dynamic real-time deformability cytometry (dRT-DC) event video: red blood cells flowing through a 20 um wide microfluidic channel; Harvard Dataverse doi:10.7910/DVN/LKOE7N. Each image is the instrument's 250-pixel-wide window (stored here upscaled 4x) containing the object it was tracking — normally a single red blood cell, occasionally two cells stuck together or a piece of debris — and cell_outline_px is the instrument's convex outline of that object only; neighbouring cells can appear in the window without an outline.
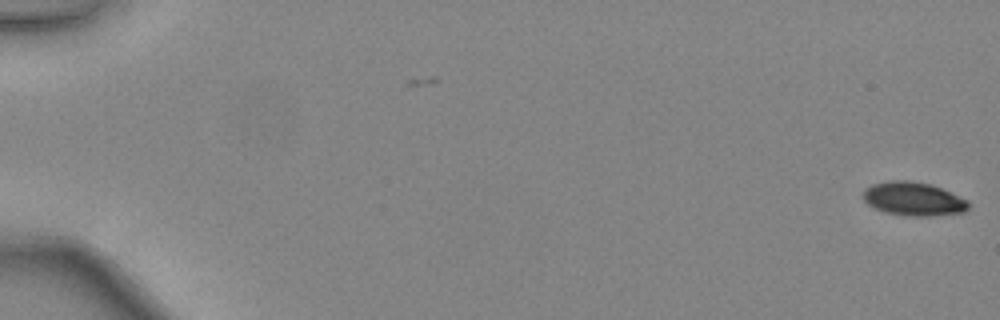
{"species": "common noctule bat (a hibernating species)", "species_latin": "Nyctalus noctula", "temperature_condition": "warm", "stored_images_in_passage": 5, "camera_frame_rate_fps": 3000, "um_per_image_px": 0.085, "animal": {"sex": "female", "body_mass_g": 24.6, "forearm_length_mm": 56.2}, "frame": {"image": 1, "passage_image": 5, "time_ms": 1.333, "image_size_px": [1000, 320], "cell_outline_px": [[968, 208], [964, 212], [932, 216], [904, 216], [884, 212], [868, 204], [864, 200], [864, 188], [872, 184], [892, 180], [908, 180], [932, 184], [968, 200]], "centroid_in_image_um": [77.64, 16.91], "position_along_channel_um": 7.4, "area_um2": 20.69}}